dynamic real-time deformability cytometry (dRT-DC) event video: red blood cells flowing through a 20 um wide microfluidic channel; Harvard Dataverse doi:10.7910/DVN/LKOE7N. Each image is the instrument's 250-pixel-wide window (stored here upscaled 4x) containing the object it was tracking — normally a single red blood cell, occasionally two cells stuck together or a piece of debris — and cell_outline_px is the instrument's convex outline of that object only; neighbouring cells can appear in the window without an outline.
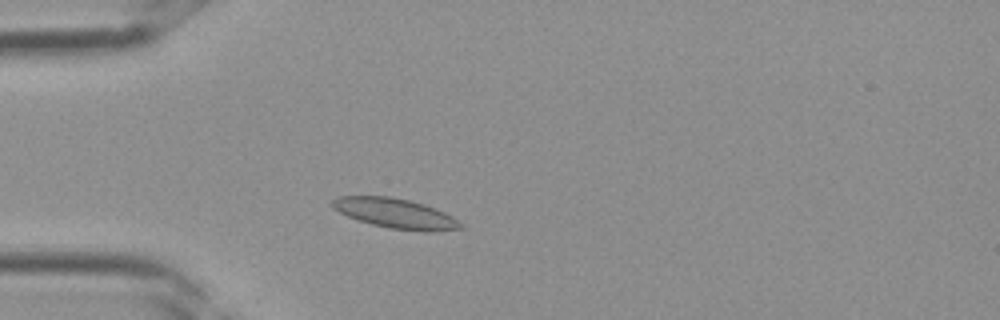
{"species": "Egyptian fruit bat (a non-hibernating species)", "species_latin": "Rousettus aegyptiacus", "temperature_condition": "room temperature", "stored_images_in_passage": 32, "camera_frame_rate_fps": 3000, "um_per_image_px": 0.085, "frame": {"image": 1, "passage_image": 6, "time_ms": 1.667, "image_size_px": [1000, 320], "cell_outline_px": [[464, 228], [432, 232], [428, 232], [392, 228], [372, 224], [348, 216], [332, 208], [332, 200], [336, 196], [392, 196], [424, 204], [444, 212], [452, 216], [464, 224]], "centroid_in_image_um": [33.64, 18.13], "position_along_channel_um": 51.4, "area_um2": 22.25}}
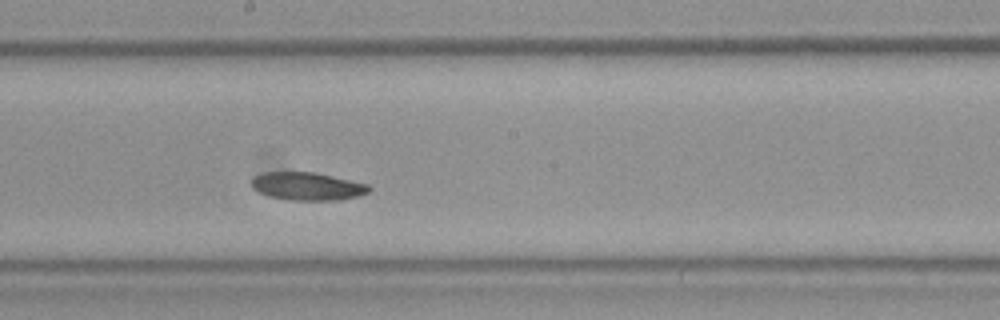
{"frame": {"image": 2, "passage_image": 16, "time_ms": 5.0, "image_size_px": [1000, 320], "cell_outline_px": [[372, 188], [368, 192], [360, 196], [340, 200], [288, 200], [268, 196], [252, 188], [252, 176], [260, 172], [316, 172], [368, 184]], "centroid_in_image_um": [26.12, 15.83], "position_along_channel_um": 222.1, "area_um2": 19.36}}
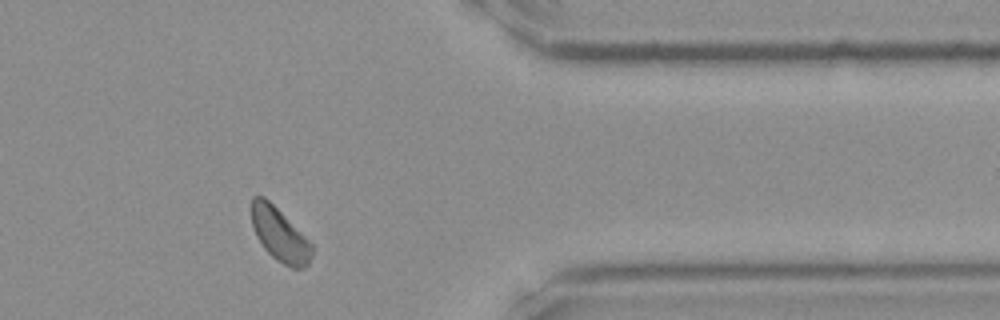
{"frame": {"image": 3, "passage_image": 26, "time_ms": 8.333, "image_size_px": [1000, 320], "cell_outline_px": [[312, 256], [308, 264], [304, 268], [292, 268], [276, 260], [264, 248], [256, 236], [252, 224], [252, 196], [264, 196], [312, 244]], "centroid_in_image_um": [23.76, 19.97], "position_along_channel_um": 387.6, "area_um2": 18.32}}